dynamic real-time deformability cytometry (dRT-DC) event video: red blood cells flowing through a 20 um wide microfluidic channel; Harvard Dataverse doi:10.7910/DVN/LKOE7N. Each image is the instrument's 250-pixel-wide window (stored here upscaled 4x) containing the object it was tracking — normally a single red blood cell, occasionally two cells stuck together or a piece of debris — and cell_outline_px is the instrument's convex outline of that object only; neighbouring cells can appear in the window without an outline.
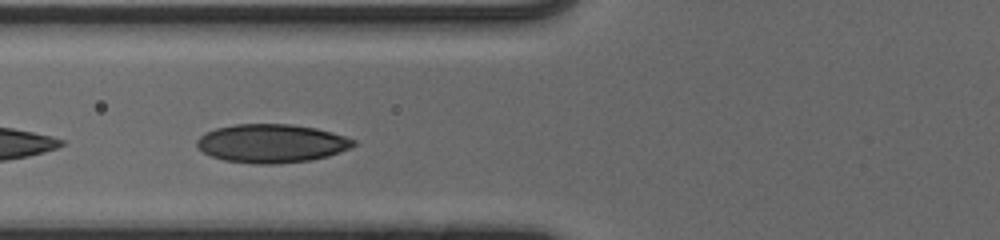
{"species": "human", "species_latin": "Homo sapiens", "temperature_condition": "cold", "stored_images_in_passage": 34, "camera_frame_rate_fps": 3000, "um_per_image_px": 0.085, "donor": {"sex": "male"}, "frame": {"image": 1, "passage_image": 3, "time_ms": 0.667, "image_size_px": [1000, 240], "cell_outline_px": [[356, 144], [352, 148], [328, 156], [308, 160], [276, 164], [256, 164], [224, 160], [212, 156], [204, 152], [196, 144], [196, 140], [204, 132], [216, 128], [236, 124], [292, 124], [316, 128], [332, 132], [356, 140]], "centroid_in_image_um": [23.1, 12.18], "position_along_channel_um": 102.7, "area_um2": 35.2}}
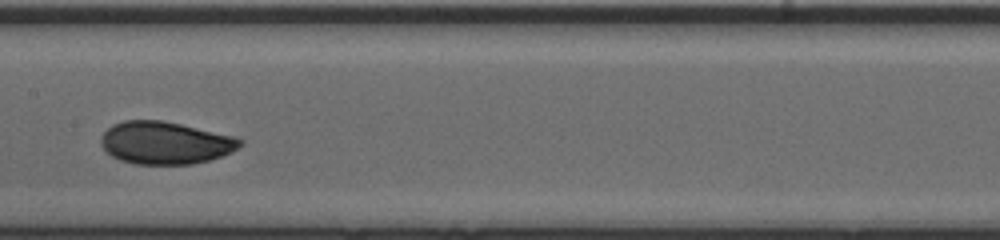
{"frame": {"image": 2, "passage_image": 10, "time_ms": 3.0, "image_size_px": [1000, 240], "cell_outline_px": [[244, 144], [220, 156], [208, 160], [192, 164], [136, 164], [120, 160], [112, 156], [100, 144], [100, 136], [112, 124], [124, 120], [160, 120], [180, 124], [236, 136], [244, 140]], "centroid_in_image_um": [14.03, 12.13], "position_along_channel_um": 193.4, "area_um2": 34.39}}
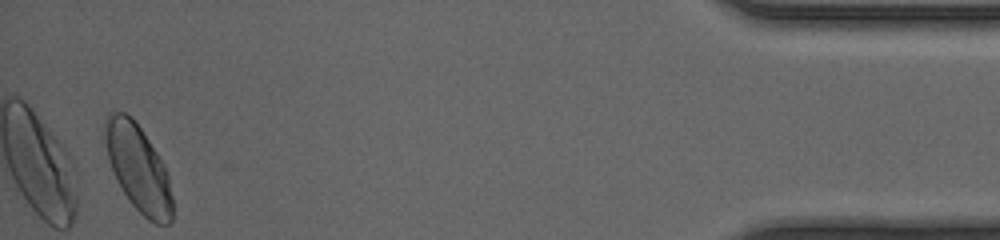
{"frame": {"image": 3, "passage_image": 33, "time_ms": 10.667, "image_size_px": [1000, 240], "cell_outline_px": [[172, 220], [168, 224], [156, 224], [148, 220], [128, 200], [116, 180], [108, 160], [104, 136], [104, 120], [108, 112], [112, 108], [124, 112], [132, 116], [164, 164], [168, 176], [172, 196]], "centroid_in_image_um": [11.71, 14.25], "position_along_channel_um": 423.5, "area_um2": 34.28}, "authors_computed_cell_mechanics": {"area_um2": 33.9575, "velocity_mm_per_s": 3.9, "shape_relaxation_time_tau1_ms": 3.4011, "shape_relaxation_time_tau2_ms": 0.9558, "deformation_change_tau1": 0.1151, "deformation_change_tau2": 0.0374}}